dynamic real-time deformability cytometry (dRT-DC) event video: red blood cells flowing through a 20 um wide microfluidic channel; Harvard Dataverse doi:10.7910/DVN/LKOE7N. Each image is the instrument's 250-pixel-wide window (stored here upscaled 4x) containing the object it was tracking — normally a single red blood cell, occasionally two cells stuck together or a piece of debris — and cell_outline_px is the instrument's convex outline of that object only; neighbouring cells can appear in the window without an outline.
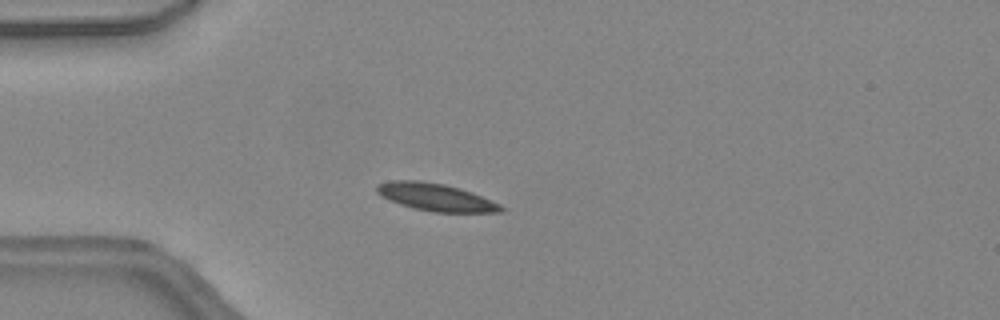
{"species": "common noctule bat (a hibernating species)", "species_latin": "Nyctalus noctula", "temperature_condition": "warm", "stored_images_in_passage": 35, "camera_frame_rate_fps": 3000, "um_per_image_px": 0.085, "animal": {"sex": "female", "body_mass_g": 24.6, "forearm_length_mm": 56.2}, "frame": {"image": 1, "passage_image": 2, "time_ms": 0.333, "image_size_px": [1000, 320], "cell_outline_px": [[504, 212], [432, 212], [412, 208], [400, 204], [380, 196], [376, 192], [376, 184], [392, 180], [420, 180], [444, 184], [460, 188], [472, 192], [500, 204], [504, 208]], "centroid_in_image_um": [37.01, 16.75], "position_along_channel_um": 48.0, "area_um2": 20.0}}
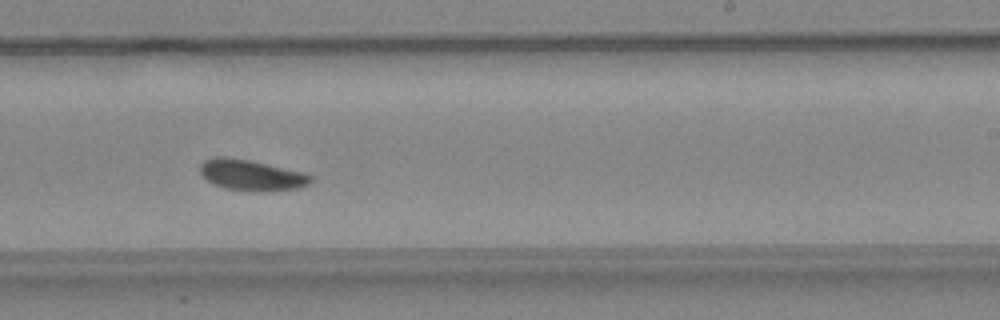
{"frame": {"image": 2, "passage_image": 18, "time_ms": 5.667, "image_size_px": [1000, 320], "cell_outline_px": [[312, 180], [308, 184], [300, 188], [228, 188], [212, 184], [200, 172], [200, 164], [204, 160], [216, 156], [224, 156], [248, 160], [304, 172], [312, 176]], "centroid_in_image_um": [21.32, 14.81], "position_along_channel_um": 267.7, "area_um2": 18.73}}
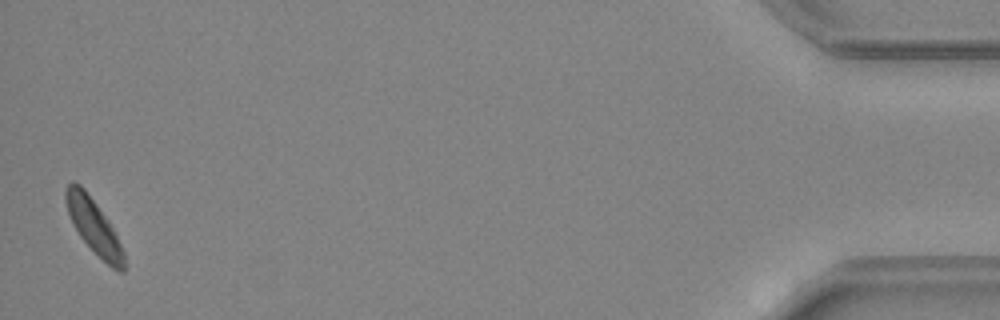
{"frame": {"image": 3, "passage_image": 35, "time_ms": 11.333, "image_size_px": [1000, 320], "cell_outline_px": [[124, 272], [120, 272], [112, 268], [80, 236], [68, 212], [64, 200], [64, 192], [68, 184], [72, 180], [80, 184], [84, 188], [96, 204], [112, 228], [124, 252]], "centroid_in_image_um": [7.95, 19.19], "position_along_channel_um": 427.3, "area_um2": 17.74}, "authors_computed_cell_mechanics": {"area_um2": 18.9584, "velocity_mm_per_s": 4.4456, "shape_relaxation_time_tau1_ms": 10.2329, "shape_relaxation_time_tau2_ms": 11.0615, "deformation_change_tau1": 0.1872, "deformation_change_tau2": 0.197}}